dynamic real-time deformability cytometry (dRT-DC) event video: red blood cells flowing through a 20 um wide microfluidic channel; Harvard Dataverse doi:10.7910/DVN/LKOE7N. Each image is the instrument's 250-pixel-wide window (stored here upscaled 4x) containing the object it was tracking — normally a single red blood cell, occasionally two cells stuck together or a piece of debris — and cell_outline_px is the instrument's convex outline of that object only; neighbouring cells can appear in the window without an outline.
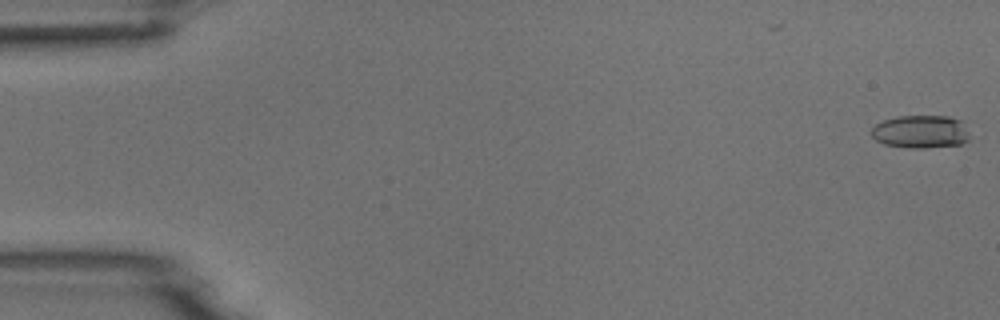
{"species": "common noctule bat (a hibernating species)", "species_latin": "Nyctalus noctula", "temperature_condition": "room temperature", "stored_images_in_passage": 4, "camera_frame_rate_fps": 3000, "um_per_image_px": 0.085, "animal": {"sex": "male", "body_mass_g": 18.8}, "frame": {"image": 1, "passage_image": 1, "time_ms": 0.0, "image_size_px": [1000, 320], "cell_outline_px": [[968, 140], [960, 144], [924, 148], [908, 148], [884, 144], [876, 140], [872, 136], [872, 128], [876, 124], [884, 120], [896, 116], [948, 116], [960, 120], [968, 132]], "centroid_in_image_um": [78.24, 11.19], "position_along_channel_um": 6.8, "area_um2": 18.79}}